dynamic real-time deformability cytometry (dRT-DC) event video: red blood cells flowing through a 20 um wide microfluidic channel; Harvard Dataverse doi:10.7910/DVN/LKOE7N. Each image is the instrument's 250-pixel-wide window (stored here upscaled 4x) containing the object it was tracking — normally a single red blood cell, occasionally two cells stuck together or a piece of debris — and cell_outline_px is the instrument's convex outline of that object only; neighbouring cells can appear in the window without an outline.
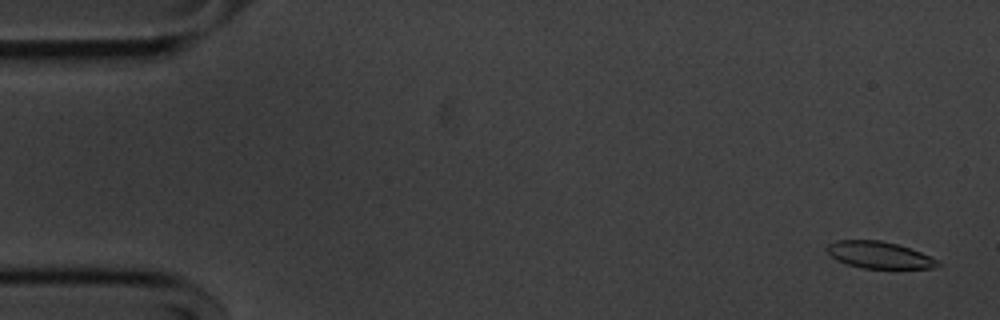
{"species": "common noctule bat (a hibernating species)", "species_latin": "Nyctalus noctula", "temperature_condition": "cold", "stored_images_in_passage": 55, "camera_frame_rate_fps": 3000, "um_per_image_px": 0.085, "animal": {"sex": "male", "body_mass_g": 20.1, "forearm_length_mm": 53.5}, "frame": {"image": 1, "passage_image": 2, "time_ms": 0.333, "image_size_px": [1000, 320], "cell_outline_px": [[940, 264], [936, 268], [864, 268], [848, 264], [836, 260], [824, 248], [828, 244], [836, 240], [880, 240], [896, 244], [920, 252], [940, 260]], "centroid_in_image_um": [74.73, 21.67], "position_along_channel_um": 10.3, "area_um2": 17.22}}
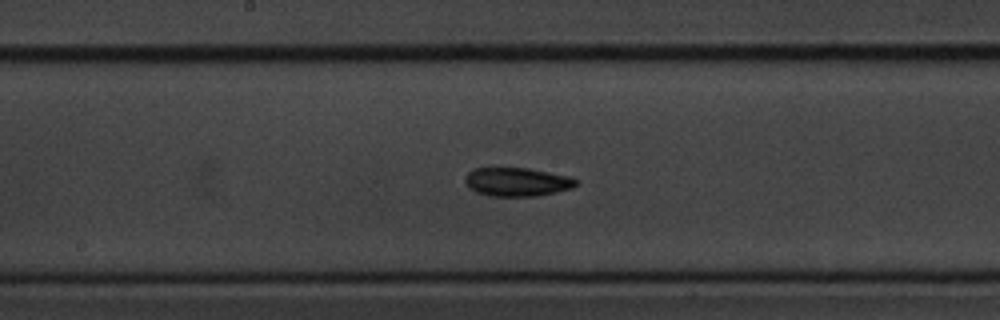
{"frame": {"image": 2, "passage_image": 28, "time_ms": 9.0, "image_size_px": [1000, 320], "cell_outline_px": [[580, 180], [572, 188], [556, 192], [536, 196], [492, 196], [476, 192], [468, 188], [464, 180], [464, 176], [468, 172], [476, 168], [528, 168], [568, 176]], "centroid_in_image_um": [43.93, 15.46], "position_along_channel_um": 204.3, "area_um2": 18.55}}
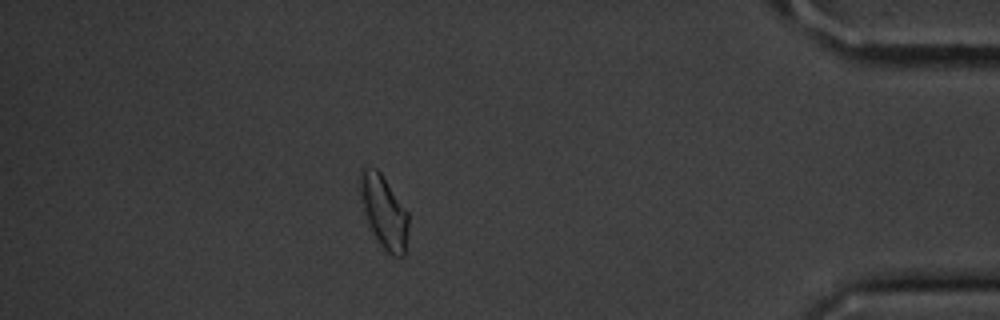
{"frame": {"image": 3, "passage_image": 48, "time_ms": 15.667, "image_size_px": [1000, 320], "cell_outline_px": [[408, 228], [404, 256], [392, 256], [380, 244], [368, 220], [364, 208], [360, 188], [360, 168], [376, 168], [380, 172], [408, 212]], "centroid_in_image_um": [32.66, 17.99], "position_along_channel_um": 402.5, "area_um2": 19.71}, "authors_computed_cell_mechanics": {"area_um2": 18.5538, "velocity_mm_per_s": 3.6314, "shape_relaxation_time_tau1_ms": 4.4396, "shape_relaxation_time_tau2_ms": 7.0102, "deformation_change_tau1": 0.1122, "deformation_change_tau2": 0.1382}}